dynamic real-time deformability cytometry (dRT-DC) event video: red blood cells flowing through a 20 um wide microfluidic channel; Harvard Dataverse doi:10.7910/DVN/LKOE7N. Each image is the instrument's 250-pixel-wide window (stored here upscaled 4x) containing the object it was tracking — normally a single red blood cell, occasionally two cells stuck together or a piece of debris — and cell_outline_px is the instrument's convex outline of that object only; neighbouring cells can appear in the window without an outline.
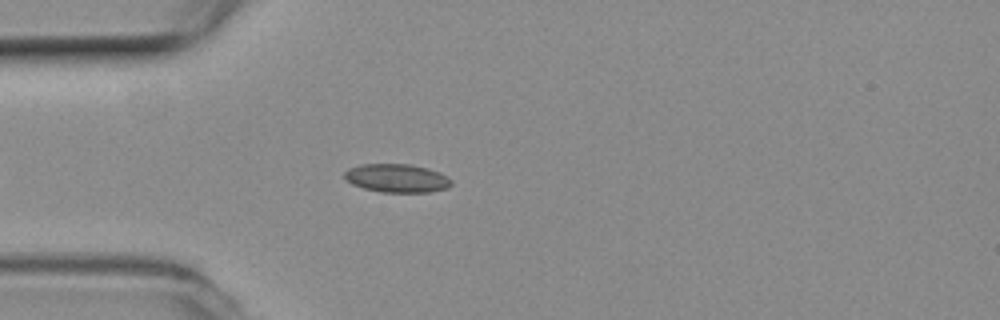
{"species": "common noctule bat (a hibernating species)", "species_latin": "Nyctalus noctula", "temperature_condition": "room temperature", "stored_images_in_passage": 45, "camera_frame_rate_fps": 3000, "um_per_image_px": 0.085, "animal": {"sex": "female", "body_mass_g": 19.3, "forearm_length_mm": 54.1}, "frame": {"image": 1, "passage_image": 9, "time_ms": 2.667, "image_size_px": [1000, 320], "cell_outline_px": [[452, 184], [448, 188], [428, 192], [380, 192], [364, 188], [352, 184], [344, 176], [344, 172], [348, 168], [360, 164], [408, 164], [428, 168], [440, 172], [448, 176], [452, 180]], "centroid_in_image_um": [33.76, 15.14], "position_along_channel_um": 51.2, "area_um2": 17.8}}
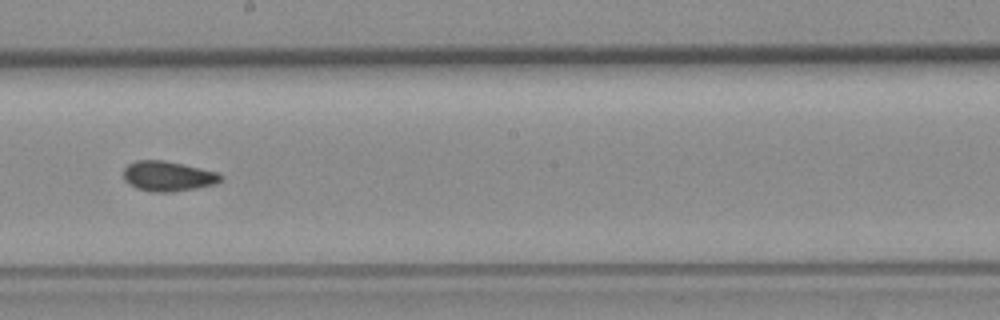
{"frame": {"image": 2, "passage_image": 24, "time_ms": 7.667, "image_size_px": [1000, 320], "cell_outline_px": [[224, 176], [216, 184], [196, 188], [172, 192], [152, 192], [136, 188], [128, 184], [124, 180], [124, 168], [128, 164], [136, 160], [164, 160], [184, 164], [216, 172]], "centroid_in_image_um": [14.26, 14.97], "position_along_channel_um": 233.9, "area_um2": 17.11}}
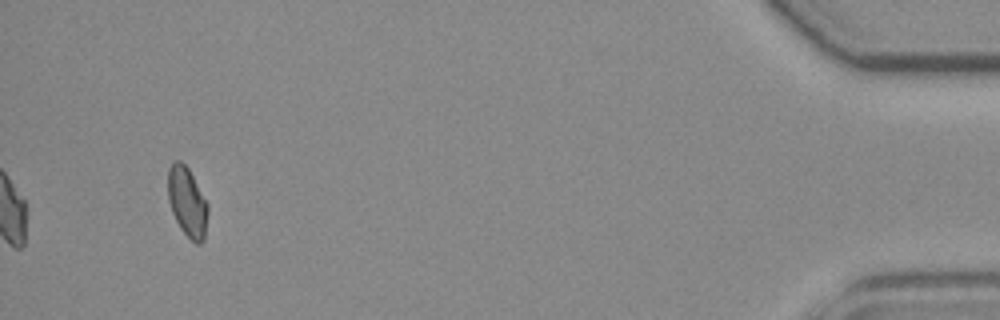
{"frame": {"image": 3, "passage_image": 45, "time_ms": 14.667, "image_size_px": [1000, 320], "cell_outline_px": [[208, 212], [204, 240], [200, 244], [196, 244], [180, 228], [172, 212], [168, 200], [168, 168], [176, 160], [180, 160], [188, 168], [208, 204]], "centroid_in_image_um": [15.91, 17.17], "position_along_channel_um": 419.3, "area_um2": 16.07}, "authors_computed_cell_mechanics": {"area_um2": 16.8776, "velocity_mm_per_s": 3.8173, "shape_relaxation_time_tau1_ms": null, "shape_relaxation_time_tau2_ms": 1.0983, "deformation_change_tau1": null, "deformation_change_tau2": 0.0545}}